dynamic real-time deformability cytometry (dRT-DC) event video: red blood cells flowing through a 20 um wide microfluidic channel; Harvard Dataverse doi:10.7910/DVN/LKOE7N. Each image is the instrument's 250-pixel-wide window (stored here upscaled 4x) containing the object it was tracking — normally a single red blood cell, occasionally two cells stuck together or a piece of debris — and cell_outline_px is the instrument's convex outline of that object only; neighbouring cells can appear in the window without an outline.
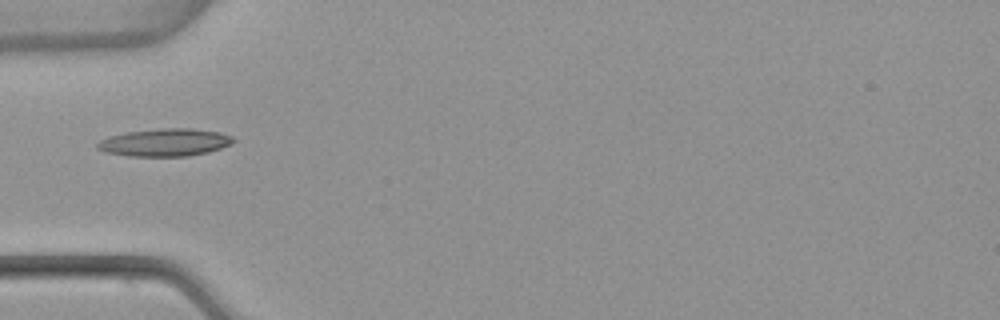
{"species": "common noctule bat (a hibernating species)", "species_latin": "Nyctalus noctula", "temperature_condition": "warm", "stored_images_in_passage": 5, "camera_frame_rate_fps": 3000, "um_per_image_px": 0.085, "animal": {"sex": "female", "body_mass_g": 22.7, "forearm_length_mm": 54.2}, "frame": {"image": 1, "passage_image": 5, "time_ms": 1.333, "image_size_px": [1000, 320], "cell_outline_px": [[236, 140], [232, 144], [208, 152], [188, 156], [128, 156], [104, 152], [96, 148], [96, 144], [100, 140], [108, 136], [124, 132], [164, 128], [192, 128], [220, 132], [232, 136]], "centroid_in_image_um": [14.0, 12.1], "position_along_channel_um": 71.0, "area_um2": 22.08}}